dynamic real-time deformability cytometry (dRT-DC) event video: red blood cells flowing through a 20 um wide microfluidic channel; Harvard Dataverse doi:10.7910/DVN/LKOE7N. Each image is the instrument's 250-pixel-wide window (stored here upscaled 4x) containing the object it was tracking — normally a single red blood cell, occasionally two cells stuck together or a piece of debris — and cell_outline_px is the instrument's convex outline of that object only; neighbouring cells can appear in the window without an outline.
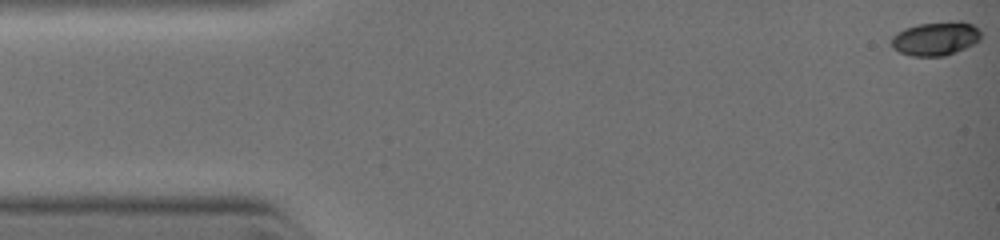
{"species": "common noctule bat (a hibernating species)", "species_latin": "Nyctalus noctula", "temperature_condition": "warm", "stored_images_in_passage": 5, "camera_frame_rate_fps": 3000, "um_per_image_px": 0.085, "animal": {"sex": "female", "body_mass_g": 19.0, "forearm_length_mm": 51.5}, "frame": {"image": 1, "passage_image": 1, "time_ms": 0.0, "image_size_px": [1000, 240], "cell_outline_px": [[980, 40], [964, 48], [944, 56], [912, 56], [900, 52], [892, 48], [892, 36], [896, 32], [904, 28], [916, 24], [956, 20], [960, 20], [972, 24], [980, 28]], "centroid_in_image_um": [79.52, 3.25], "position_along_channel_um": 5.5, "area_um2": 17.8}}